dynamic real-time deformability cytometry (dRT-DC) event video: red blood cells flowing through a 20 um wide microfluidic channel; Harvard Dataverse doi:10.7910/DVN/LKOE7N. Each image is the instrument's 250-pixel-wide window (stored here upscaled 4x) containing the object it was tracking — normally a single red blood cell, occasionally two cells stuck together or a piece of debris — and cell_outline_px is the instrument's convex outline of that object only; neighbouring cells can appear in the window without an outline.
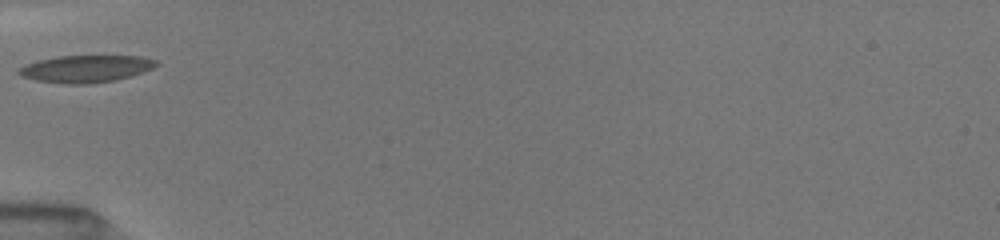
{"species": "common noctule bat (a hibernating species)", "species_latin": "Nyctalus noctula", "temperature_condition": "room temperature", "stored_images_in_passage": 3, "camera_frame_rate_fps": 3000, "um_per_image_px": 0.085, "animal": {"sex": "female", "body_mass_g": 19.5, "forearm_length_mm": 54.1}, "frame": {"image": 1, "passage_image": 1, "time_ms": 0.0, "image_size_px": [1000, 240], "cell_outline_px": [[160, 64], [144, 72], [116, 80], [88, 84], [64, 84], [36, 80], [20, 76], [16, 72], [24, 64], [56, 56], [144, 56], [156, 60]], "centroid_in_image_um": [7.3, 5.85], "position_along_channel_um": 77.7, "area_um2": 21.91}}
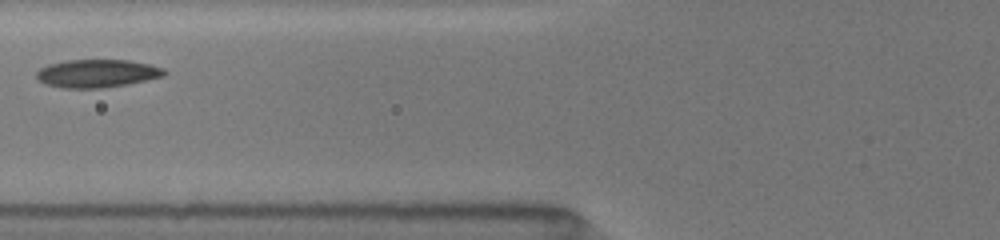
{"frame": {"image": 2, "passage_image": 2, "time_ms": 1.0, "image_size_px": [1000, 240], "cell_outline_px": [[168, 72], [164, 76], [128, 84], [104, 88], [64, 88], [44, 84], [36, 76], [36, 72], [40, 68], [48, 64], [64, 60], [128, 60], [148, 64], [164, 68]], "centroid_in_image_um": [8.25, 6.24], "position_along_channel_um": 117.6, "area_um2": 20.98}}
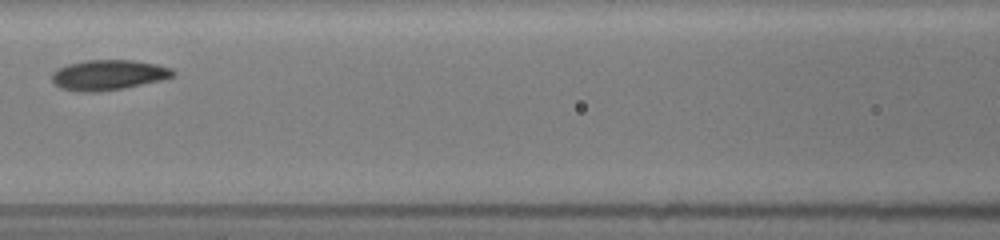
{"frame": {"image": 3, "passage_image": 3, "time_ms": 2.0, "image_size_px": [1000, 240], "cell_outline_px": [[176, 72], [172, 76], [160, 80], [124, 88], [100, 92], [76, 92], [60, 88], [52, 80], [52, 72], [56, 68], [68, 64], [88, 60], [132, 60], [156, 64], [172, 68]], "centroid_in_image_um": [9.17, 6.38], "position_along_channel_um": 157.4, "area_um2": 21.39}}